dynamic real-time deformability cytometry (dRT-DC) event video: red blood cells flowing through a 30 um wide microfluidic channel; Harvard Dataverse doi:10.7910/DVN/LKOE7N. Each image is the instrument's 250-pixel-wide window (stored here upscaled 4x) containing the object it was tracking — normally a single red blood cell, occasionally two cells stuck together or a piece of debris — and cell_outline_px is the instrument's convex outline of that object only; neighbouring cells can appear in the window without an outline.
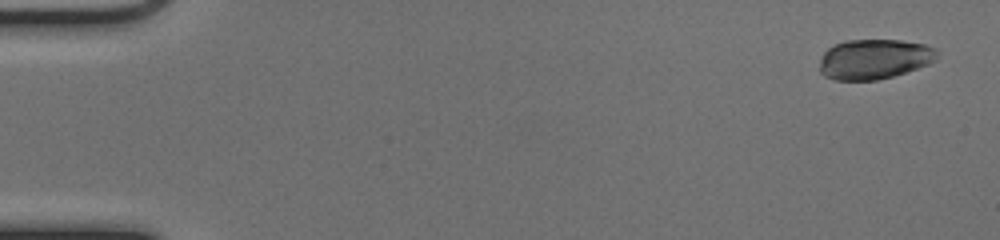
{"species": "common noctule bat (a hibernating species)", "species_latin": "Nyctalus noctula", "temperature_condition": "cold", "stored_images_in_passage": 51, "camera_frame_rate_fps": 3000, "um_per_image_px": 0.085, "animal": {"sex": "female", "body_mass_g": 17.0, "forearm_length_mm": 48.0}, "frame": {"image": 1, "passage_image": 1, "time_ms": 0.0, "image_size_px": [1000, 240], "cell_outline_px": [[940, 52], [936, 60], [928, 64], [892, 76], [876, 80], [836, 80], [824, 76], [820, 72], [820, 60], [824, 52], [832, 44], [844, 40], [900, 40], [924, 44], [936, 48]], "centroid_in_image_um": [74.3, 5.01], "position_along_channel_um": 10.7, "area_um2": 27.51}}
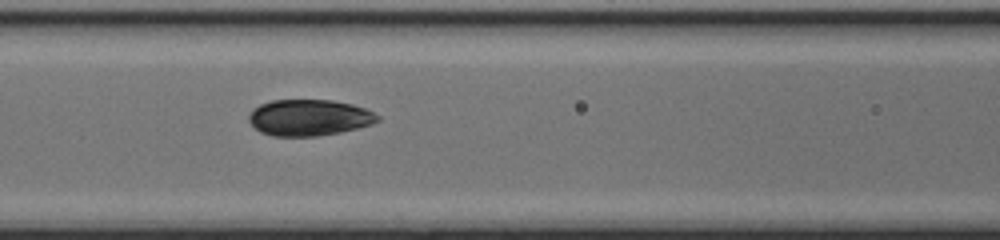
{"frame": {"image": 2, "passage_image": 22, "time_ms": 7.0, "image_size_px": [1000, 240], "cell_outline_px": [[380, 120], [372, 124], [340, 132], [316, 136], [272, 136], [260, 132], [248, 120], [248, 116], [252, 108], [260, 104], [272, 100], [332, 100], [352, 104], [364, 108], [380, 116]], "centroid_in_image_um": [26.25, 9.99], "position_along_channel_um": 140.3, "area_um2": 27.22}}
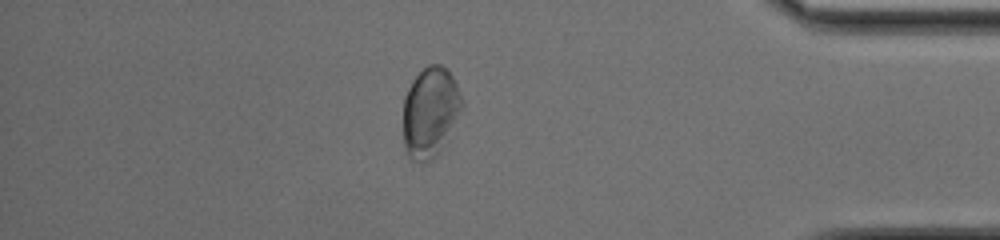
{"frame": {"image": 3, "passage_image": 44, "time_ms": 14.333, "image_size_px": [1000, 240], "cell_outline_px": [[464, 104], [440, 148], [428, 160], [408, 160], [404, 144], [404, 96], [412, 80], [428, 64], [440, 64], [452, 76], [460, 92]], "centroid_in_image_um": [36.54, 9.47], "position_along_channel_um": 398.7, "area_um2": 30.0}, "authors_computed_cell_mechanics": {"area_um2": 27.5706, "velocity_mm_per_s": 3.9735, "shape_relaxation_time_tau1_ms": null, "shape_relaxation_time_tau2_ms": 1.067, "deformation_change_tau1": null, "deformation_change_tau2": 0.0295}}